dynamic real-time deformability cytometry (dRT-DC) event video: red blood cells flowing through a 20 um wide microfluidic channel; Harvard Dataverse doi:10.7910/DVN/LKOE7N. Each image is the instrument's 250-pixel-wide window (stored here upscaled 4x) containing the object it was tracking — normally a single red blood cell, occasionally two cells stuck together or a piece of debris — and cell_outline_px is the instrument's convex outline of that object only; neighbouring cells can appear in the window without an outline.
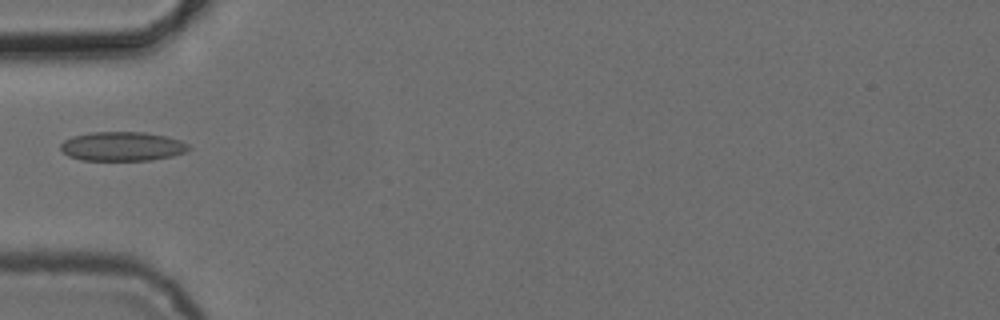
{"species": "common noctule bat (a hibernating species)", "species_latin": "Nyctalus noctula", "temperature_condition": "cold", "stored_images_in_passage": 6, "camera_frame_rate_fps": 3000, "um_per_image_px": 0.085, "animal": {"sex": "female", "body_mass_g": 24.6, "forearm_length_mm": 56.2}, "frame": {"image": 1, "passage_image": 5, "time_ms": 5.0, "image_size_px": [1000, 320], "cell_outline_px": [[192, 148], [184, 152], [172, 156], [152, 160], [80, 160], [68, 156], [60, 148], [60, 144], [64, 140], [72, 136], [92, 132], [144, 132], [164, 136], [180, 140], [188, 144]], "centroid_in_image_um": [10.38, 12.44], "position_along_channel_um": 74.6, "area_um2": 21.79}}
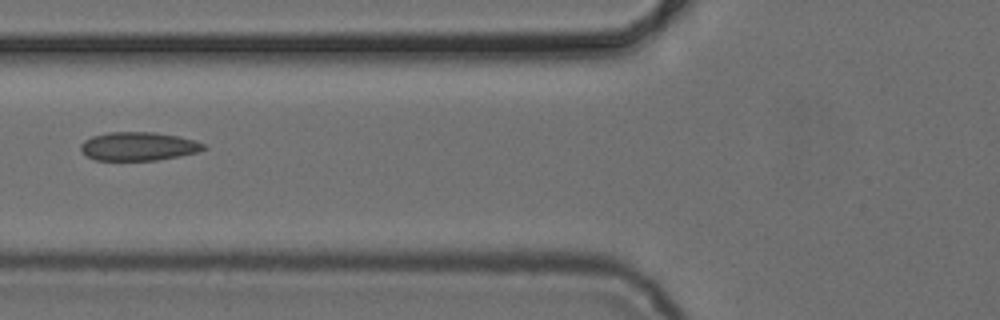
{"frame": {"image": 2, "passage_image": 6, "time_ms": 6.0, "image_size_px": [1000, 320], "cell_outline_px": [[208, 148], [196, 152], [180, 156], [156, 160], [96, 160], [88, 156], [80, 148], [80, 144], [84, 140], [92, 136], [108, 132], [152, 132], [180, 136], [196, 140], [204, 144]], "centroid_in_image_um": [11.79, 12.43], "position_along_channel_um": 114.0, "area_um2": 20.46}}